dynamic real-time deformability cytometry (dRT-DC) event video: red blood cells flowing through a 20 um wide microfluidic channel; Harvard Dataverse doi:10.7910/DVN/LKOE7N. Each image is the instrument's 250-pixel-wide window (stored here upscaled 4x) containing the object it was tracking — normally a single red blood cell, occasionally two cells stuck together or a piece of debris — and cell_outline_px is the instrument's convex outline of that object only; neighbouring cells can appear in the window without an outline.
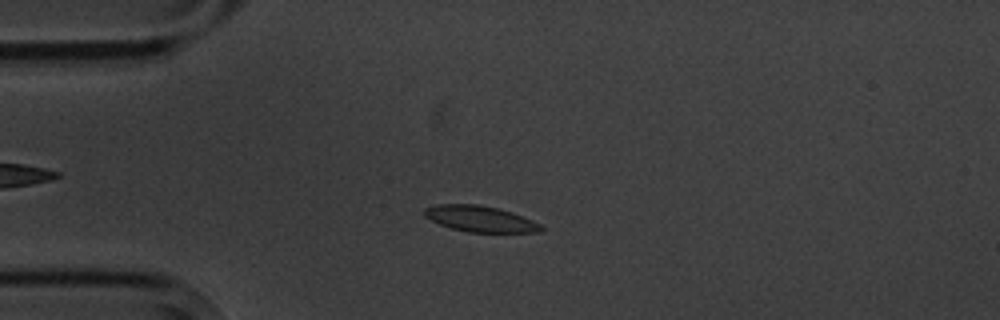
{"species": "common noctule bat (a hibernating species)", "species_latin": "Nyctalus noctula", "temperature_condition": "cold", "stored_images_in_passage": 11, "camera_frame_rate_fps": 3000, "um_per_image_px": 0.085, "animal": {"sex": "male", "body_mass_g": 20.1, "forearm_length_mm": 53.5}, "frame": {"image": 1, "passage_image": 4, "time_ms": 4.333, "image_size_px": [1000, 320], "cell_outline_px": [[544, 228], [540, 232], [468, 232], [452, 228], [440, 224], [424, 216], [424, 208], [436, 204], [476, 204], [496, 208], [512, 212], [532, 220], [540, 224]], "centroid_in_image_um": [40.8, 18.6], "position_along_channel_um": 44.2, "area_um2": 17.51}}
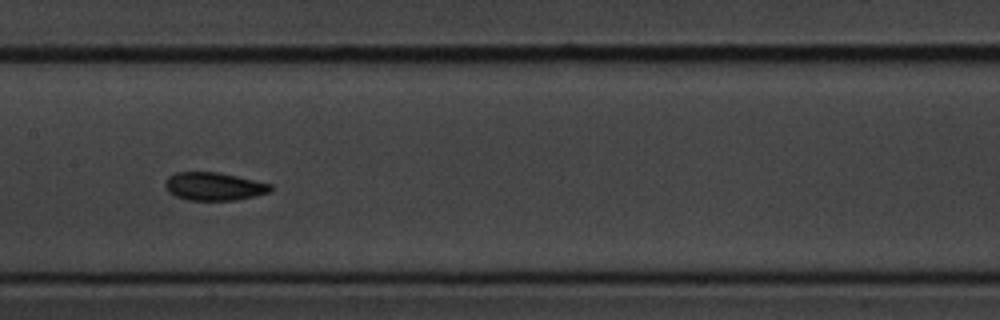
{"frame": {"image": 2, "passage_image": 8, "time_ms": 9.0, "image_size_px": [1000, 320], "cell_outline_px": [[272, 188], [268, 192], [236, 200], [188, 200], [176, 196], [168, 192], [164, 184], [164, 180], [168, 176], [176, 172], [220, 172], [272, 184]], "centroid_in_image_um": [18.14, 15.83], "position_along_channel_um": 189.3, "area_um2": 17.22}}
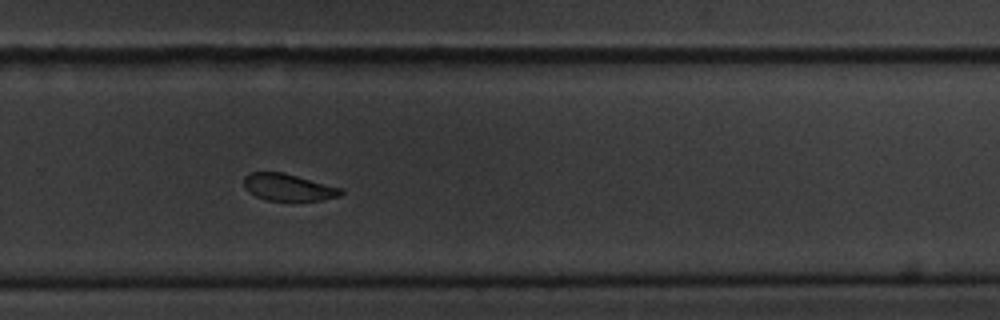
{"frame": {"image": 3, "passage_image": 11, "time_ms": 12.333, "image_size_px": [1000, 320], "cell_outline_px": [[344, 192], [340, 196], [320, 200], [264, 200], [248, 192], [244, 188], [244, 176], [252, 172], [284, 172], [344, 188]], "centroid_in_image_um": [24.52, 15.91], "position_along_channel_um": 305.3, "area_um2": 15.43}}